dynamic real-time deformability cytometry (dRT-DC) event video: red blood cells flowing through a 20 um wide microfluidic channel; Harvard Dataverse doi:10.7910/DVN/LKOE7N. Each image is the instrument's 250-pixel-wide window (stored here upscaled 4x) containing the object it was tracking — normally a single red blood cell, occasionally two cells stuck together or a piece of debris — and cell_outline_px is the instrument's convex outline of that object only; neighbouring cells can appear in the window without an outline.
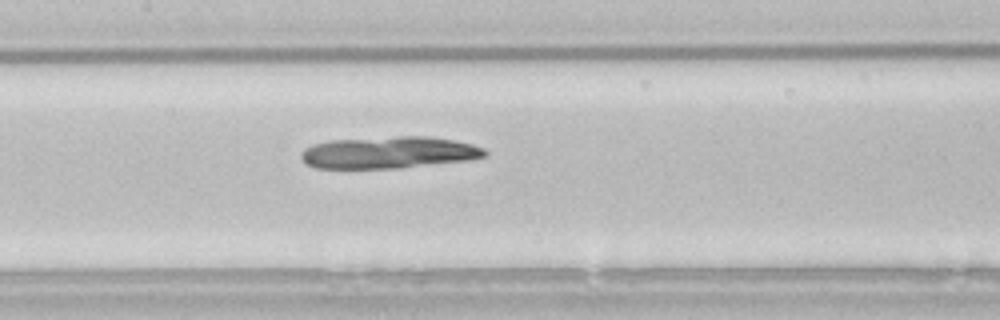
{"species": "common noctule bat (a hibernating species)", "species_latin": "Nyctalus noctula", "temperature_condition": "room temperature", "stored_images_in_passage": 38, "camera_frame_rate_fps": 3000, "um_per_image_px": 0.085, "animal": {"sex": "male", "body_mass_g": 21.5, "forearm_length_mm": 52.0}, "frame": {"image": 1, "passage_image": 14, "time_ms": 4.333, "image_size_px": [1000, 320], "cell_outline_px": [[488, 152], [484, 156], [464, 160], [400, 168], [316, 168], [308, 164], [300, 156], [300, 152], [304, 148], [312, 144], [332, 140], [400, 136], [424, 136], [452, 140], [472, 144], [484, 148]], "centroid_in_image_um": [33.0, 12.96], "position_along_channel_um": 174.4, "area_um2": 33.81}}
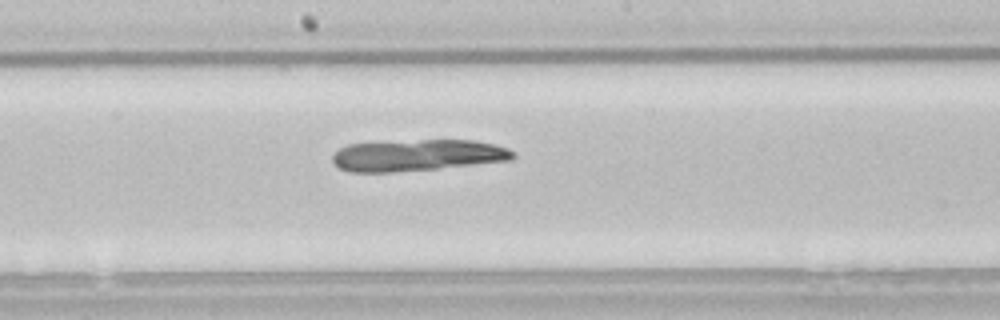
{"frame": {"image": 2, "passage_image": 17, "time_ms": 5.333, "image_size_px": [1000, 320], "cell_outline_px": [[516, 156], [512, 160], [436, 168], [392, 172], [348, 172], [340, 168], [332, 160], [332, 156], [340, 148], [348, 144], [420, 140], [476, 140], [496, 144], [508, 148]], "centroid_in_image_um": [35.5, 13.19], "position_along_channel_um": 212.7, "area_um2": 32.95}}
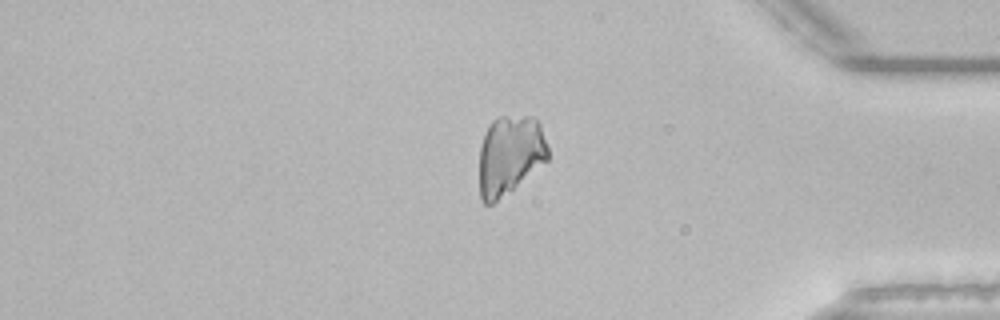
{"frame": {"image": 3, "passage_image": 33, "time_ms": 10.667, "image_size_px": [1000, 320], "cell_outline_px": [[548, 160], [492, 204], [484, 204], [480, 196], [480, 144], [492, 120], [496, 116], [532, 116], [540, 124], [548, 148]], "centroid_in_image_um": [43.33, 13.14], "position_along_channel_um": 391.9, "area_um2": 31.39}}